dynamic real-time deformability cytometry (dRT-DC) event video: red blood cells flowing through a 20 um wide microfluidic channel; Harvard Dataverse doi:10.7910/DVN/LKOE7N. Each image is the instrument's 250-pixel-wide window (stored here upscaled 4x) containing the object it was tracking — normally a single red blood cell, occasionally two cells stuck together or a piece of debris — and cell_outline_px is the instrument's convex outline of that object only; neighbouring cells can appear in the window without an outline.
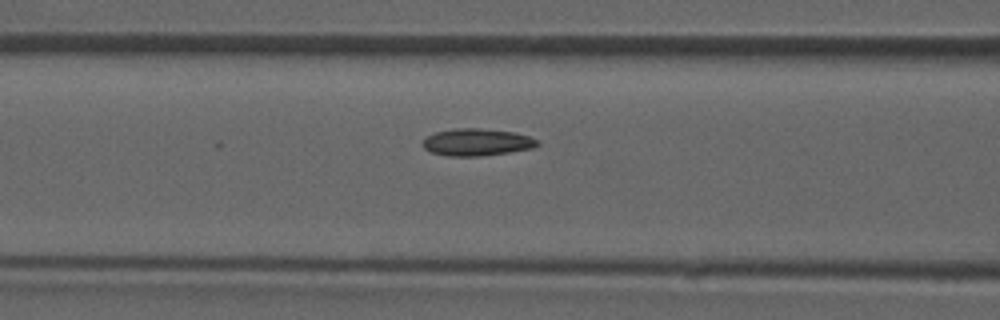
{"species": "common noctule bat (a hibernating species)", "species_latin": "Nyctalus noctula", "temperature_condition": "room temperature", "stored_images_in_passage": 29, "camera_frame_rate_fps": 3000, "um_per_image_px": 0.085, "animal": {"sex": "male", "forearm_length_mm": 52.5}, "frame": {"image": 1, "passage_image": 20, "time_ms": 6.333, "image_size_px": [1000, 320], "cell_outline_px": [[540, 144], [532, 148], [508, 152], [476, 156], [448, 156], [432, 152], [424, 148], [420, 144], [424, 136], [436, 132], [456, 128], [480, 128], [516, 132], [528, 136], [536, 140]], "centroid_in_image_um": [40.47, 12.07], "position_along_channel_um": 126.1, "area_um2": 18.15}}